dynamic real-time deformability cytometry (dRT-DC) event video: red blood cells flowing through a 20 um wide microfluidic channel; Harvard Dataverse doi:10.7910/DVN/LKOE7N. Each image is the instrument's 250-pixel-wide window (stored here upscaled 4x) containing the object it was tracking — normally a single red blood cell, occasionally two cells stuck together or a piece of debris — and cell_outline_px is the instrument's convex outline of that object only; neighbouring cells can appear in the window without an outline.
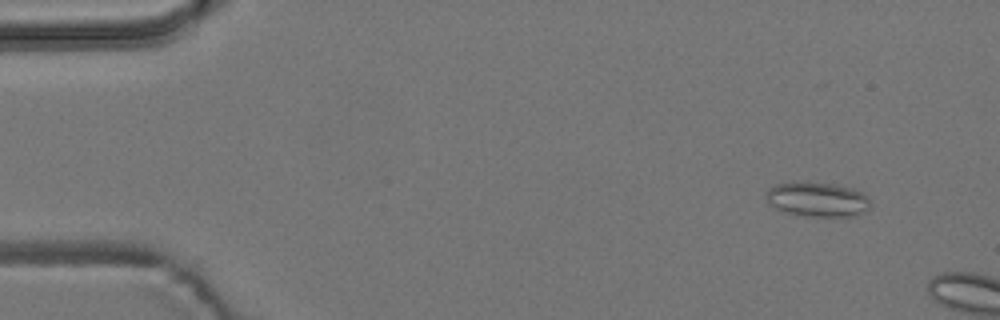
{"species": "common noctule bat (a hibernating species)", "species_latin": "Nyctalus noctula", "temperature_condition": "room temperature", "stored_images_in_passage": 2, "camera_frame_rate_fps": 3000, "um_per_image_px": 0.085, "animal": {"sex": "male", "body_mass_g": 19.2, "forearm_length_mm": 51.8}, "frame": {"image": 1, "passage_image": 1, "time_ms": 0.0, "image_size_px": [1000, 320], "cell_outline_px": [[872, 208], [856, 216], [804, 216], [784, 212], [768, 204], [764, 196], [768, 188], [776, 184], [836, 184], [852, 188], [864, 192], [868, 196], [872, 204]], "centroid_in_image_um": [69.54, 16.99], "position_along_channel_um": 15.5, "area_um2": 20.98}}